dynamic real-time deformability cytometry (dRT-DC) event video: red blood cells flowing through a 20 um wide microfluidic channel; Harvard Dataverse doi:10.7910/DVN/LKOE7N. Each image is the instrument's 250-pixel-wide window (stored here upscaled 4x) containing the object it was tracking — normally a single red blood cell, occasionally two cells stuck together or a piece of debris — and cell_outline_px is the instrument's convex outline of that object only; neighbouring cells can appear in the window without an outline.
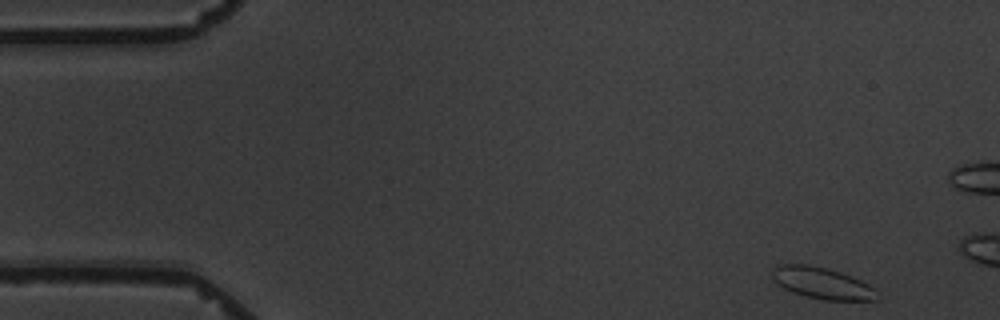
{"species": "common noctule bat (a hibernating species)", "species_latin": "Nyctalus noctula", "temperature_condition": "warm", "stored_images_in_passage": 2, "camera_frame_rate_fps": 3000, "um_per_image_px": 0.085, "animal": {"sex": "male", "body_mass_g": 19.5, "forearm_length_mm": 54.6}, "frame": {"image": 1, "passage_image": 1, "time_ms": 0.0, "image_size_px": [1000, 320], "cell_outline_px": [[880, 300], [824, 300], [792, 292], [784, 288], [772, 276], [772, 268], [780, 264], [808, 264], [824, 268], [860, 280], [876, 288], [880, 292]], "centroid_in_image_um": [69.94, 24.08], "position_along_channel_um": 15.1, "area_um2": 19.02}}